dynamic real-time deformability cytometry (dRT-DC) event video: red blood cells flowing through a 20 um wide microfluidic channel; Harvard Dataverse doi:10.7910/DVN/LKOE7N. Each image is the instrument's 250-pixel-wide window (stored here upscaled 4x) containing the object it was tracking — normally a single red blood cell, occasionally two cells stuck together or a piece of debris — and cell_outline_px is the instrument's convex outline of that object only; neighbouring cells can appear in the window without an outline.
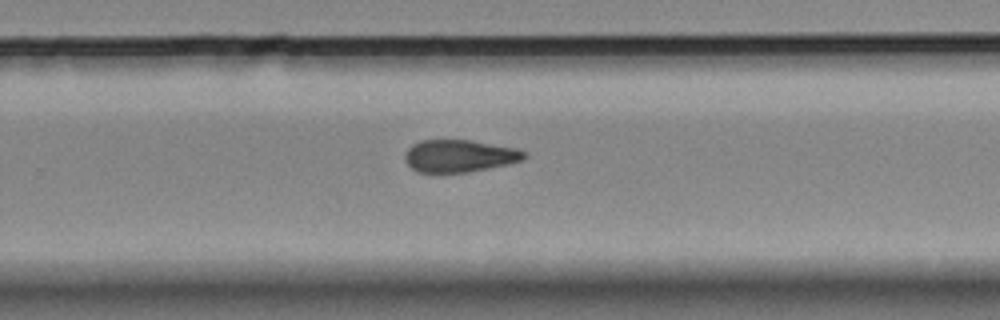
{"species": "Egyptian fruit bat (a non-hibernating species)", "species_latin": "Rousettus aegyptiacus", "temperature_condition": "room temperature", "stored_images_in_passage": 11, "camera_frame_rate_fps": 3000, "um_per_image_px": 0.085, "animal": {"sex": "female"}, "frame": {"image": 1, "passage_image": 11, "time_ms": 12.333, "image_size_px": [1000, 320], "cell_outline_px": [[528, 156], [524, 160], [508, 164], [468, 172], [416, 172], [404, 160], [404, 156], [408, 148], [412, 144], [420, 140], [472, 140], [516, 148], [524, 152]], "centroid_in_image_um": [39.05, 13.25], "position_along_channel_um": 290.8, "area_um2": 22.54}}